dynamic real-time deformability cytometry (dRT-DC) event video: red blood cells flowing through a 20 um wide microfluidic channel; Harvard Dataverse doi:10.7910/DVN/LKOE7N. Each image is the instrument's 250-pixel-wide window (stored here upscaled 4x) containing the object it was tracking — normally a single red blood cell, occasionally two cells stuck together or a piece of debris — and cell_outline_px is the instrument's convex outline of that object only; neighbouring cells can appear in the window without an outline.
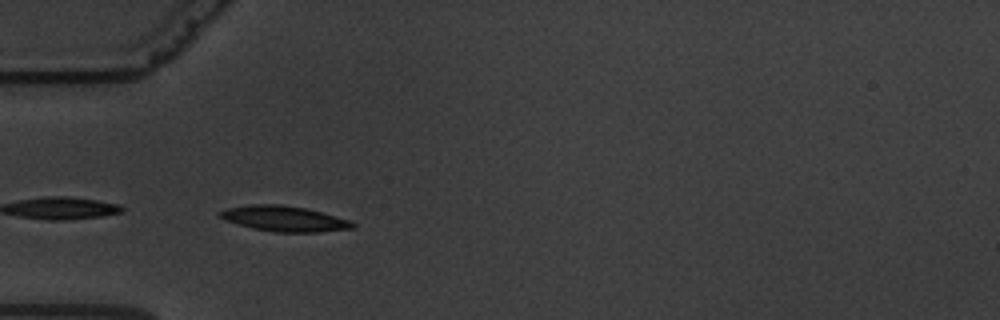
{"species": "common noctule bat (a hibernating species)", "species_latin": "Nyctalus noctula", "temperature_condition": "warm", "stored_images_in_passage": 8, "camera_frame_rate_fps": 3000, "um_per_image_px": 0.085, "animal": {"sex": "male", "body_mass_g": 19.5, "forearm_length_mm": 54.6}, "frame": {"image": 1, "passage_image": 1, "time_ms": 0.0, "image_size_px": [1000, 320], "cell_outline_px": [[356, 224], [352, 228], [320, 232], [272, 232], [252, 228], [224, 220], [216, 216], [216, 212], [228, 208], [252, 204], [280, 204], [304, 208], [352, 220]], "centroid_in_image_um": [24.12, 18.59], "position_along_channel_um": 60.9, "area_um2": 19.77}}